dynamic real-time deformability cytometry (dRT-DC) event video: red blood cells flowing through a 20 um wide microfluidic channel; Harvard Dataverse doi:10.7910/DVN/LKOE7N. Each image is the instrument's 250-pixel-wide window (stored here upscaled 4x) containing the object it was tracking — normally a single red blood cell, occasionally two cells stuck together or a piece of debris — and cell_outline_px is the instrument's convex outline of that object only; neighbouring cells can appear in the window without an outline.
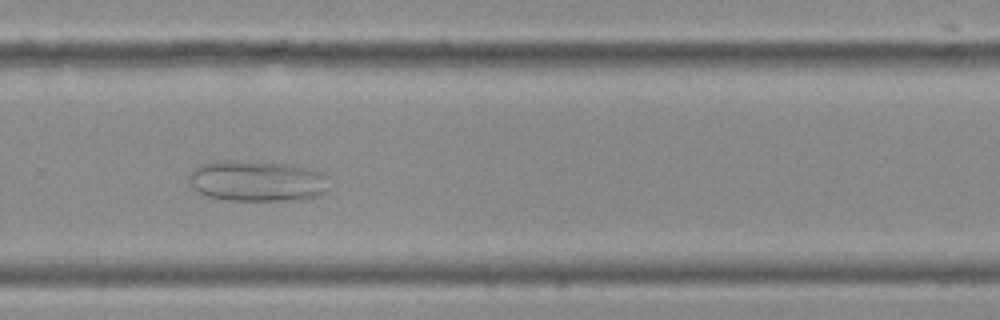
{"species": "Egyptian fruit bat (a non-hibernating species)", "species_latin": "Rousettus aegyptiacus", "temperature_condition": "cold", "stored_images_in_passage": 36, "camera_frame_rate_fps": 3000, "um_per_image_px": 0.085, "frame": {"image": 1, "passage_image": 24, "time_ms": 7.667, "image_size_px": [1000, 320], "cell_outline_px": [[328, 176], [324, 192], [320, 196], [296, 200], [224, 200], [204, 196], [192, 188], [188, 176], [200, 164], [216, 160], [288, 164], [308, 168], [320, 172]], "centroid_in_image_um": [21.81, 15.4], "position_along_channel_um": 308.0, "area_um2": 33.29}}
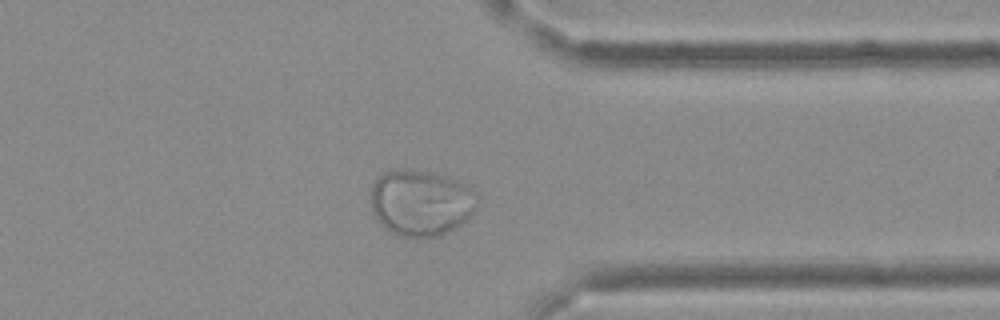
{"frame": {"image": 2, "passage_image": 28, "time_ms": 9.0, "image_size_px": [1000, 320], "cell_outline_px": [[476, 208], [472, 216], [460, 224], [440, 236], [400, 236], [392, 232], [376, 220], [372, 212], [372, 184], [384, 172], [400, 168], [404, 168], [436, 172], [448, 176], [472, 188], [476, 192]], "centroid_in_image_um": [35.78, 17.2], "position_along_channel_um": 375.6, "area_um2": 41.15}}
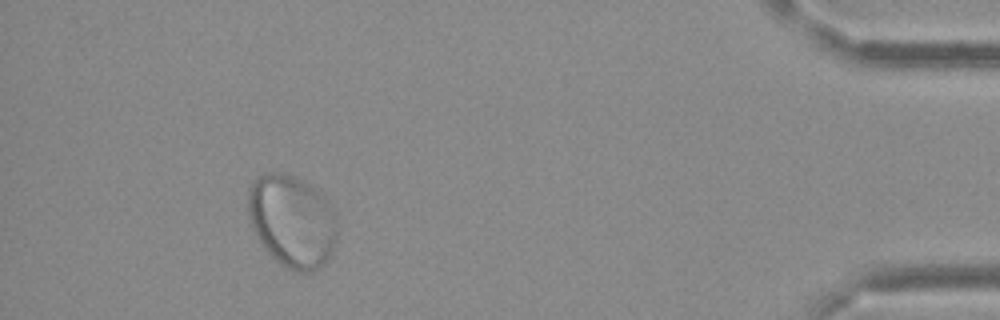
{"frame": {"image": 3, "passage_image": 33, "time_ms": 10.667, "image_size_px": [1000, 320], "cell_outline_px": [[336, 240], [332, 252], [312, 272], [296, 272], [280, 264], [264, 248], [256, 236], [252, 228], [248, 216], [248, 188], [256, 176], [264, 172], [288, 172], [324, 192], [336, 212]], "centroid_in_image_um": [24.82, 18.72], "position_along_channel_um": 410.4, "area_um2": 48.84}}